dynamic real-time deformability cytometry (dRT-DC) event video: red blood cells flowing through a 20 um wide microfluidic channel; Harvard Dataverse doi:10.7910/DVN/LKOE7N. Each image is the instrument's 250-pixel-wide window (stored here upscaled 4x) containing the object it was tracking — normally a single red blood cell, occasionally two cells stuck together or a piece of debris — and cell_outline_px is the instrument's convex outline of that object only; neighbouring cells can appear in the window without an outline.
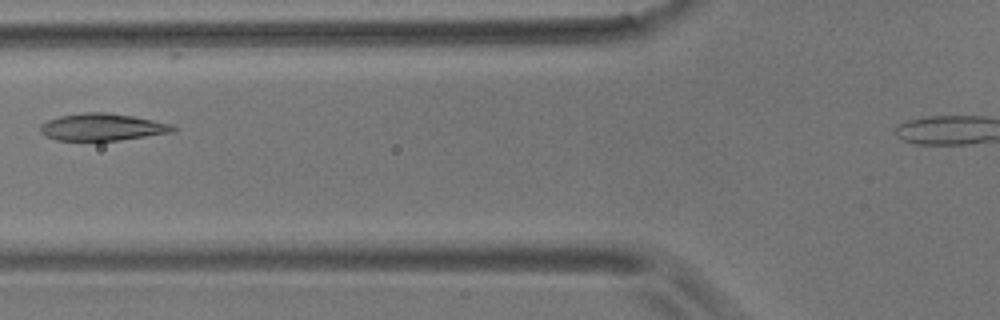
{"species": "common noctule bat (a hibernating species)", "species_latin": "Nyctalus noctula", "temperature_condition": "room temperature", "stored_images_in_passage": 6, "camera_frame_rate_fps": 3000, "um_per_image_px": 0.085, "animal": {"sex": "male", "body_mass_g": 17.9}, "frame": {"image": 1, "passage_image": 3, "time_ms": 2.333, "image_size_px": [1000, 320], "cell_outline_px": [[176, 132], [120, 140], [56, 140], [44, 136], [40, 132], [40, 124], [48, 120], [60, 116], [84, 112], [104, 112], [132, 116], [172, 124], [176, 128]], "centroid_in_image_um": [8.69, 10.8], "position_along_channel_um": 117.1, "area_um2": 20.98}}
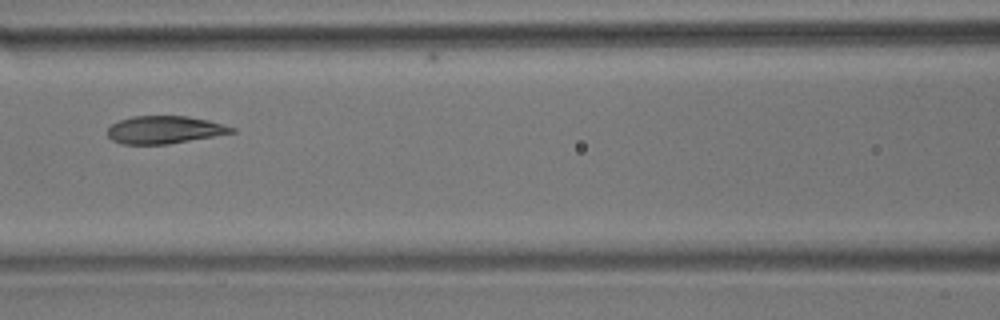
{"frame": {"image": 2, "passage_image": 4, "time_ms": 3.333, "image_size_px": [1000, 320], "cell_outline_px": [[236, 132], [168, 144], [120, 144], [112, 140], [108, 136], [108, 128], [112, 124], [120, 120], [132, 116], [184, 116], [208, 120], [236, 128]], "centroid_in_image_um": [13.97, 11.03], "position_along_channel_um": 152.6, "area_um2": 19.88}}
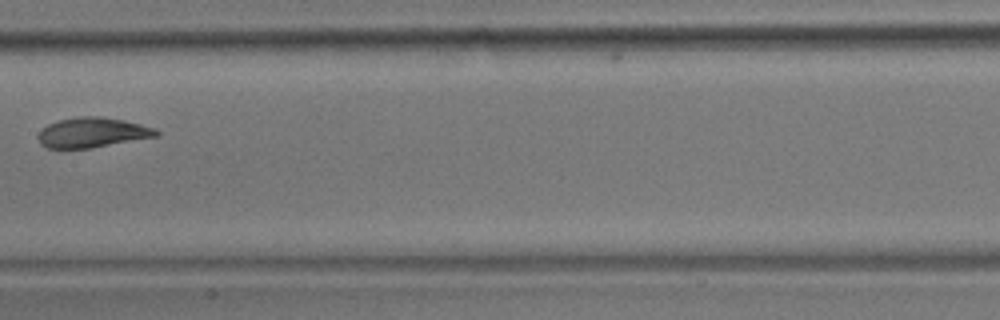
{"frame": {"image": 3, "passage_image": 5, "time_ms": 4.667, "image_size_px": [1000, 320], "cell_outline_px": [[160, 132], [156, 136], [92, 148], [48, 148], [40, 144], [36, 136], [48, 124], [56, 120], [76, 116], [96, 116], [124, 120], [156, 128]], "centroid_in_image_um": [7.82, 11.26], "position_along_channel_um": 199.6, "area_um2": 20.63}}